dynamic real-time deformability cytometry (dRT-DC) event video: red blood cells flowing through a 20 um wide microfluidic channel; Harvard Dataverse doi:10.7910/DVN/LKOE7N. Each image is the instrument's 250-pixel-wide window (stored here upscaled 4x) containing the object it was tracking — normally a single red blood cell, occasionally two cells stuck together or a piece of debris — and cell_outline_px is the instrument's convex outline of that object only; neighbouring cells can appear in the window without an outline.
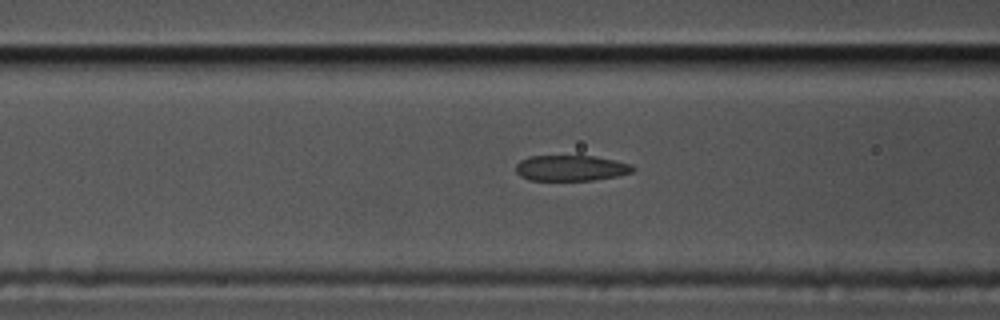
{"species": "common noctule bat (a hibernating species)", "species_latin": "Nyctalus noctula", "temperature_condition": "cold", "stored_images_in_passage": 39, "camera_frame_rate_fps": 3000, "um_per_image_px": 0.085, "animal": {"sex": "male", "body_mass_g": 17.5, "forearm_length_mm": 52.3}, "frame": {"image": 1, "passage_image": 15, "time_ms": 4.667, "image_size_px": [1000, 320], "cell_outline_px": [[636, 168], [632, 172], [616, 176], [592, 180], [528, 180], [520, 176], [516, 172], [516, 164], [520, 160], [528, 156], [596, 156], [632, 164]], "centroid_in_image_um": [48.52, 14.28], "position_along_channel_um": 118.1, "area_um2": 17.57}}
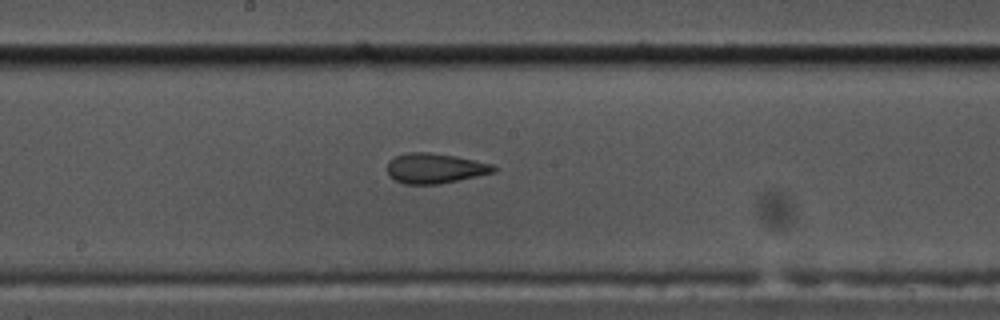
{"frame": {"image": 2, "passage_image": 23, "time_ms": 7.333, "image_size_px": [1000, 320], "cell_outline_px": [[496, 172], [440, 184], [404, 184], [388, 176], [388, 160], [396, 156], [408, 152], [428, 152], [456, 156], [492, 164], [496, 168]], "centroid_in_image_um": [36.96, 14.31], "position_along_channel_um": 211.2, "area_um2": 18.67}}
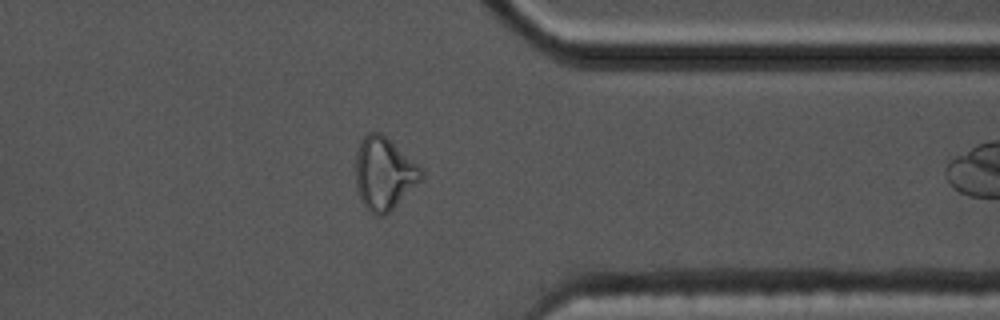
{"frame": {"image": 3, "passage_image": 38, "time_ms": 12.333, "image_size_px": [1000, 320], "cell_outline_px": [[424, 176], [384, 216], [376, 216], [360, 200], [356, 188], [356, 152], [360, 140], [368, 132], [380, 132], [416, 164], [424, 172]], "centroid_in_image_um": [32.59, 14.74], "position_along_channel_um": 378.8, "area_um2": 27.05}}